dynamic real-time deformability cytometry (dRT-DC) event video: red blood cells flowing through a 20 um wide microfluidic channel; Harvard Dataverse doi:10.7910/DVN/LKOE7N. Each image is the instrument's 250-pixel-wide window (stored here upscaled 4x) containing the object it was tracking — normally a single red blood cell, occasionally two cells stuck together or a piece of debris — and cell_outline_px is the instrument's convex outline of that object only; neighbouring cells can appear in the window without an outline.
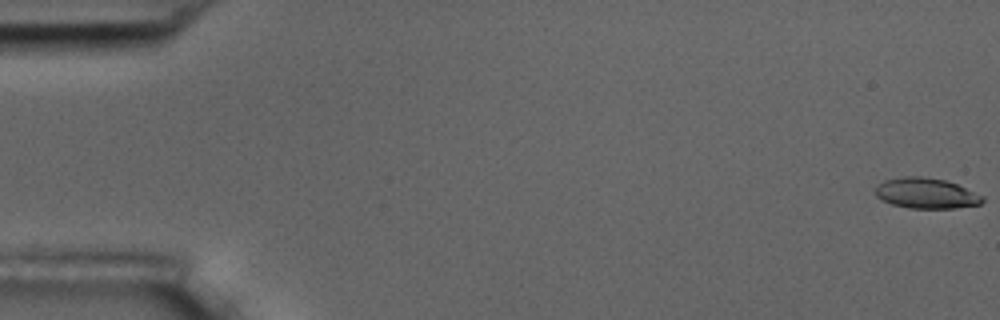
{"species": "common noctule bat (a hibernating species)", "species_latin": "Nyctalus noctula", "temperature_condition": "room temperature", "stored_images_in_passage": 6, "segment_of_instrument_passage": [1, 2], "camera_frame_rate_fps": 3000, "um_per_image_px": 0.085, "animal": {"sex": "male", "body_mass_g": 17.5, "forearm_length_mm": 52.3}, "frame": {"image": 1, "passage_image": 1, "time_ms": 0.0, "image_size_px": [1000, 320], "cell_outline_px": [[984, 200], [980, 204], [956, 208], [908, 208], [892, 204], [880, 200], [876, 196], [876, 188], [884, 180], [904, 176], [920, 176], [944, 180], [956, 184], [984, 196]], "centroid_in_image_um": [78.71, 16.43], "position_along_channel_um": 6.3, "area_um2": 18.96}}
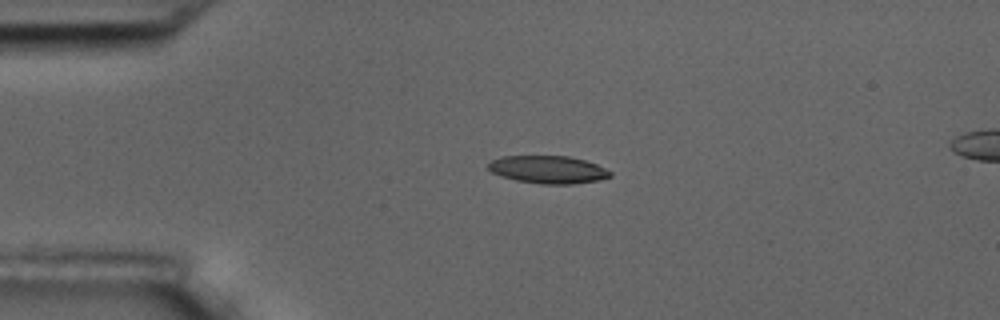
{"frame": {"image": 2, "passage_image": 4, "time_ms": 4.333, "image_size_px": [1000, 320], "cell_outline_px": [[612, 176], [600, 180], [572, 184], [540, 184], [516, 180], [500, 176], [492, 172], [488, 168], [488, 164], [492, 160], [500, 156], [568, 156], [584, 160], [596, 164], [612, 172]], "centroid_in_image_um": [46.58, 14.42], "position_along_channel_um": 38.4, "area_um2": 19.71}}